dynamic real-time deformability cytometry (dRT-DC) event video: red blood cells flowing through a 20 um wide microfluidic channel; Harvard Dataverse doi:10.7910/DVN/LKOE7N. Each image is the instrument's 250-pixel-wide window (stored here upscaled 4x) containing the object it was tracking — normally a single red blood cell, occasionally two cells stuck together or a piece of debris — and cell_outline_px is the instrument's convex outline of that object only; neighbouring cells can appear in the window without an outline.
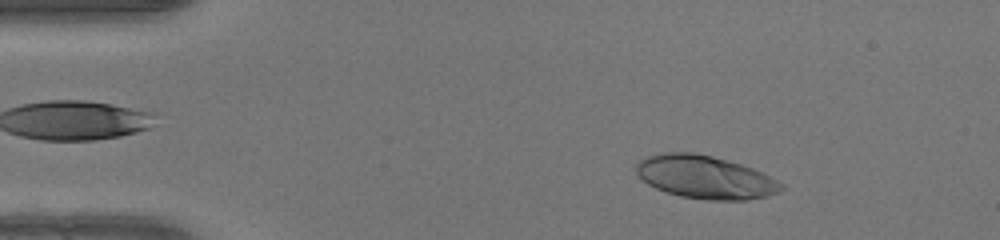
{"species": "human", "species_latin": "Homo sapiens", "temperature_condition": "warm", "stored_images_in_passage": 49, "camera_frame_rate_fps": 3000, "um_per_image_px": 0.085, "donor": {"sex": "female"}, "frame": {"image": 1, "passage_image": 7, "time_ms": 2.0, "image_size_px": [1000, 240], "cell_outline_px": [[784, 188], [780, 192], [768, 196], [744, 200], [708, 200], [680, 196], [656, 188], [648, 184], [636, 172], [636, 164], [640, 160], [648, 156], [660, 152], [692, 152], [712, 156], [740, 164], [752, 168], [784, 184]], "centroid_in_image_um": [59.94, 15.06], "position_along_channel_um": 25.1, "area_um2": 36.18}}
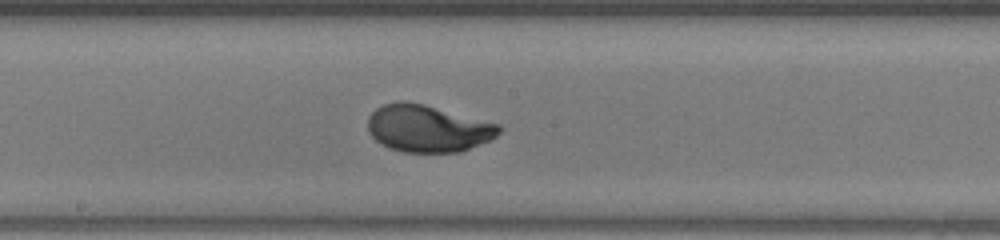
{"frame": {"image": 2, "passage_image": 26, "time_ms": 8.333, "image_size_px": [1000, 240], "cell_outline_px": [[500, 132], [496, 136], [488, 140], [460, 152], [404, 152], [388, 148], [380, 144], [368, 132], [368, 116], [376, 108], [384, 104], [396, 100], [408, 100], [424, 104], [500, 124]], "centroid_in_image_um": [36.31, 10.9], "position_along_channel_um": 211.9, "area_um2": 36.13}}
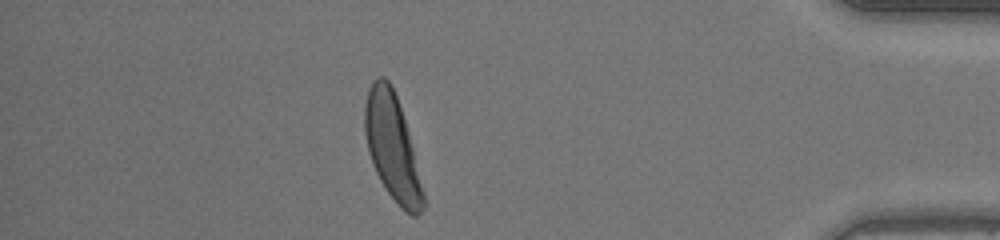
{"frame": {"image": 3, "passage_image": 43, "time_ms": 14.0, "image_size_px": [1000, 240], "cell_outline_px": [[424, 208], [416, 216], [412, 216], [404, 212], [400, 208], [388, 192], [380, 180], [372, 164], [368, 152], [364, 132], [364, 104], [368, 88], [376, 76], [384, 76], [388, 80], [396, 96], [408, 132], [424, 192]], "centroid_in_image_um": [33.31, 12.51], "position_along_channel_um": 401.9, "area_um2": 35.78}, "authors_computed_cell_mechanics": {"area_um2": 35.7204, "velocity_mm_per_s": 4.142, "shape_relaxation_time_tau1_ms": 3.2168, "shape_relaxation_time_tau2_ms": null, "deformation_change_tau1": 0.2162, "deformation_change_tau2": null}}